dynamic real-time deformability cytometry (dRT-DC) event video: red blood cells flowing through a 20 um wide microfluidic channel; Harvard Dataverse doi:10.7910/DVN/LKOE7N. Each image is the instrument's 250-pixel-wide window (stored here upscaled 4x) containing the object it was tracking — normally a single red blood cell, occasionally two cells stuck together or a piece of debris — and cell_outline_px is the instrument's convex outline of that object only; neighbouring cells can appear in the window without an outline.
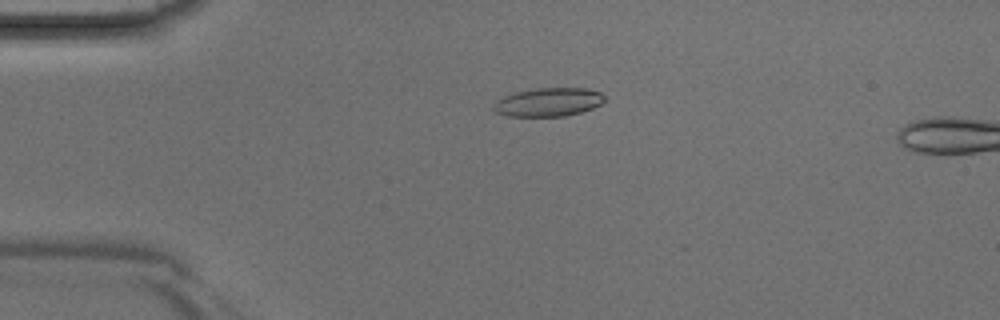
{"species": "Egyptian fruit bat (a non-hibernating species)", "species_latin": "Rousettus aegyptiacus", "temperature_condition": "room temperature", "stored_images_in_passage": 14, "camera_frame_rate_fps": 3000, "um_per_image_px": 0.085, "animal": {"sex": "male"}, "frame": {"image": 1, "passage_image": 10, "time_ms": 3.0, "image_size_px": [1000, 320], "cell_outline_px": [[604, 100], [600, 104], [592, 108], [580, 112], [564, 116], [508, 116], [496, 112], [492, 108], [492, 104], [496, 100], [504, 96], [516, 92], [536, 88], [584, 88], [600, 92], [604, 96]], "centroid_in_image_um": [46.57, 8.68], "position_along_channel_um": 38.4, "area_um2": 18.38}}